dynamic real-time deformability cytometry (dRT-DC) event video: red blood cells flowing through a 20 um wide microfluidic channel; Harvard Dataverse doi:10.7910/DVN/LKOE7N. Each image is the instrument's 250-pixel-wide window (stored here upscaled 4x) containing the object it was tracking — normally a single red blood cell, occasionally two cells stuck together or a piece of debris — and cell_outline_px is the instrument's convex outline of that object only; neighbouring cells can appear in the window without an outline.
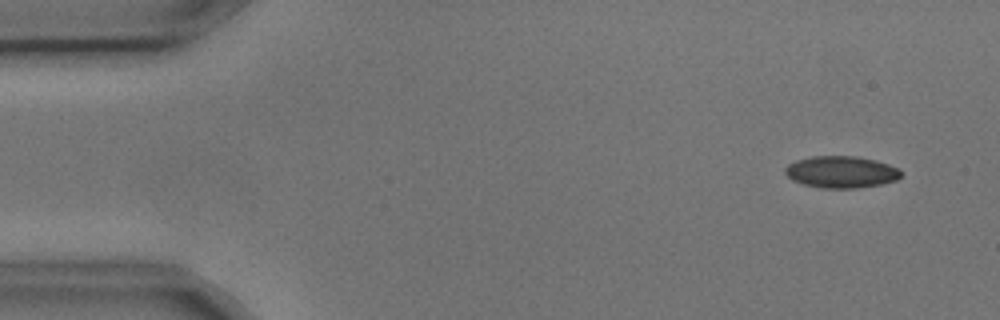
{"species": "common noctule bat (a hibernating species)", "species_latin": "Nyctalus noctula", "temperature_condition": "cold", "stored_images_in_passage": 4, "camera_frame_rate_fps": 3000, "um_per_image_px": 0.085, "animal": {"sex": "male", "body_mass_g": 17.9, "forearm_length_mm": 54.2}, "frame": {"image": 1, "passage_image": 1, "time_ms": 0.0, "image_size_px": [1000, 320], "cell_outline_px": [[900, 176], [896, 180], [880, 184], [856, 188], [824, 188], [804, 184], [792, 180], [784, 172], [784, 168], [788, 164], [796, 160], [812, 156], [856, 156], [888, 164], [896, 168], [900, 172]], "centroid_in_image_um": [71.45, 14.61], "position_along_channel_um": 13.6, "area_um2": 21.21}}
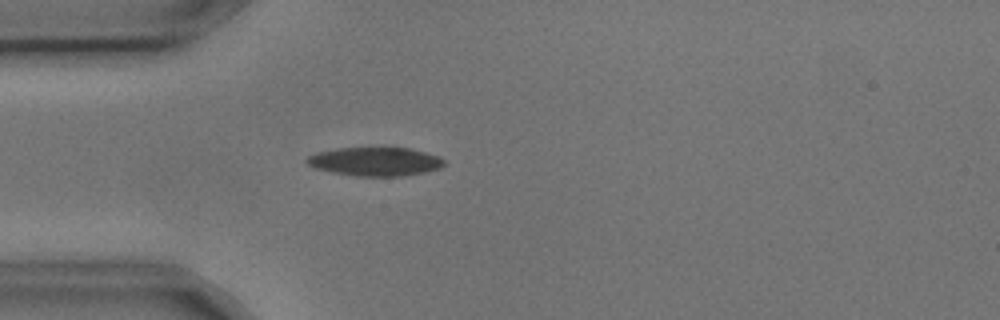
{"frame": {"image": 2, "passage_image": 4, "time_ms": 1.0, "image_size_px": [1000, 320], "cell_outline_px": [[444, 164], [440, 168], [424, 172], [400, 176], [356, 176], [332, 172], [316, 168], [308, 164], [304, 160], [308, 156], [316, 152], [336, 148], [412, 148], [440, 156], [444, 160]], "centroid_in_image_um": [31.89, 13.72], "position_along_channel_um": 53.1, "area_um2": 22.95}}